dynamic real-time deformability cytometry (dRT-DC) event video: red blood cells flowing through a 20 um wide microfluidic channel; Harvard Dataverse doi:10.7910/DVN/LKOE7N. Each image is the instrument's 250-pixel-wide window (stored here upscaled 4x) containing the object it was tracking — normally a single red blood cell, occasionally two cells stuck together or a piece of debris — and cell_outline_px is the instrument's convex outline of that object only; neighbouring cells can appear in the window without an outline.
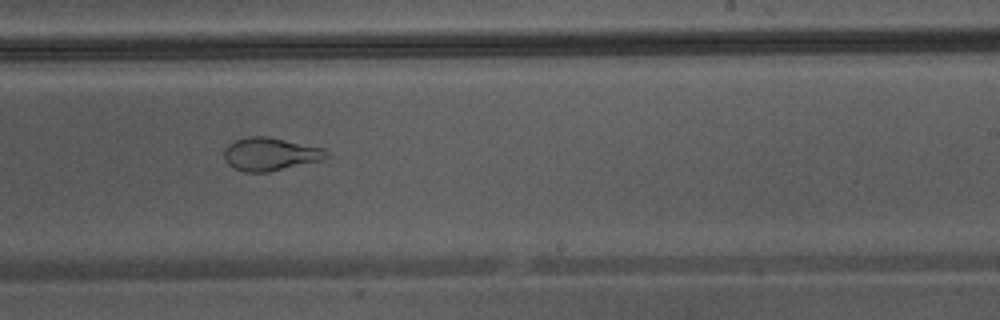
{"species": "Egyptian fruit bat (a non-hibernating species)", "species_latin": "Rousettus aegyptiacus", "temperature_condition": "warm", "stored_images_in_passage": 33, "camera_frame_rate_fps": 3000, "um_per_image_px": 0.085, "animal": {"sex": "male"}, "frame": {"image": 1, "passage_image": 16, "time_ms": 5.0, "image_size_px": [1000, 320], "cell_outline_px": [[328, 156], [320, 160], [268, 172], [244, 172], [228, 164], [224, 160], [224, 148], [232, 140], [244, 136], [264, 136], [324, 148], [328, 152]], "centroid_in_image_um": [22.9, 13.08], "position_along_channel_um": 266.1, "area_um2": 19.59}}